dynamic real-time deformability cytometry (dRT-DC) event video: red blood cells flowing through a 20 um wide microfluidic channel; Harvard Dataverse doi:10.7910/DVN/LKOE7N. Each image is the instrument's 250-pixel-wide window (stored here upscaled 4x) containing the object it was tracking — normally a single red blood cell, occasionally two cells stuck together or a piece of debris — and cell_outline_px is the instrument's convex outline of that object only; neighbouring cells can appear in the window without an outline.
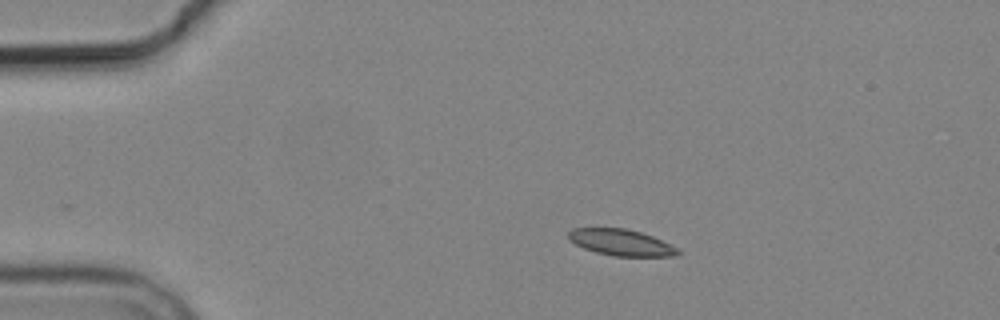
{"species": "common noctule bat (a hibernating species)", "species_latin": "Nyctalus noctula", "temperature_condition": "cold", "stored_images_in_passage": 3, "camera_frame_rate_fps": 3000, "um_per_image_px": 0.085, "animal": {"sex": "male", "body_mass_g": 19.2, "forearm_length_mm": 51.8}, "frame": {"image": 1, "passage_image": 1, "time_ms": 0.0, "image_size_px": [1000, 320], "cell_outline_px": [[680, 252], [676, 256], [612, 256], [596, 252], [584, 248], [568, 240], [568, 232], [572, 228], [624, 228], [640, 232], [652, 236], [676, 248]], "centroid_in_image_um": [52.74, 20.61], "position_along_channel_um": 32.3, "area_um2": 16.59}}